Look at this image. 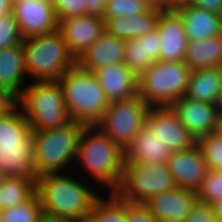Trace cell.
I'll return each mask as SVG.
<instances>
[{
    "label": "cell",
    "instance_id": "obj_29",
    "mask_svg": "<svg viewBox=\"0 0 222 222\" xmlns=\"http://www.w3.org/2000/svg\"><path fill=\"white\" fill-rule=\"evenodd\" d=\"M41 202L35 192L27 201L1 211V222H40Z\"/></svg>",
    "mask_w": 222,
    "mask_h": 222
},
{
    "label": "cell",
    "instance_id": "obj_18",
    "mask_svg": "<svg viewBox=\"0 0 222 222\" xmlns=\"http://www.w3.org/2000/svg\"><path fill=\"white\" fill-rule=\"evenodd\" d=\"M93 73L109 103L124 101L138 95V79L124 64H107Z\"/></svg>",
    "mask_w": 222,
    "mask_h": 222
},
{
    "label": "cell",
    "instance_id": "obj_1",
    "mask_svg": "<svg viewBox=\"0 0 222 222\" xmlns=\"http://www.w3.org/2000/svg\"><path fill=\"white\" fill-rule=\"evenodd\" d=\"M66 173L41 174L37 177L35 192L43 215L70 222L87 220L101 192L93 191L81 178L76 179L68 171Z\"/></svg>",
    "mask_w": 222,
    "mask_h": 222
},
{
    "label": "cell",
    "instance_id": "obj_21",
    "mask_svg": "<svg viewBox=\"0 0 222 222\" xmlns=\"http://www.w3.org/2000/svg\"><path fill=\"white\" fill-rule=\"evenodd\" d=\"M186 97L222 108V67L191 70Z\"/></svg>",
    "mask_w": 222,
    "mask_h": 222
},
{
    "label": "cell",
    "instance_id": "obj_8",
    "mask_svg": "<svg viewBox=\"0 0 222 222\" xmlns=\"http://www.w3.org/2000/svg\"><path fill=\"white\" fill-rule=\"evenodd\" d=\"M176 187L167 163L124 162L122 180L115 193L127 202L144 204L151 197Z\"/></svg>",
    "mask_w": 222,
    "mask_h": 222
},
{
    "label": "cell",
    "instance_id": "obj_48",
    "mask_svg": "<svg viewBox=\"0 0 222 222\" xmlns=\"http://www.w3.org/2000/svg\"><path fill=\"white\" fill-rule=\"evenodd\" d=\"M5 175L4 173L0 170V184L3 182V180L5 179Z\"/></svg>",
    "mask_w": 222,
    "mask_h": 222
},
{
    "label": "cell",
    "instance_id": "obj_4",
    "mask_svg": "<svg viewBox=\"0 0 222 222\" xmlns=\"http://www.w3.org/2000/svg\"><path fill=\"white\" fill-rule=\"evenodd\" d=\"M31 131H42L69 124L72 120L64 104L59 80L33 81L17 97Z\"/></svg>",
    "mask_w": 222,
    "mask_h": 222
},
{
    "label": "cell",
    "instance_id": "obj_24",
    "mask_svg": "<svg viewBox=\"0 0 222 222\" xmlns=\"http://www.w3.org/2000/svg\"><path fill=\"white\" fill-rule=\"evenodd\" d=\"M160 12L161 10L148 8L133 17L104 18L105 30L117 38L135 39L157 27Z\"/></svg>",
    "mask_w": 222,
    "mask_h": 222
},
{
    "label": "cell",
    "instance_id": "obj_43",
    "mask_svg": "<svg viewBox=\"0 0 222 222\" xmlns=\"http://www.w3.org/2000/svg\"><path fill=\"white\" fill-rule=\"evenodd\" d=\"M13 0H0V16L12 12Z\"/></svg>",
    "mask_w": 222,
    "mask_h": 222
},
{
    "label": "cell",
    "instance_id": "obj_31",
    "mask_svg": "<svg viewBox=\"0 0 222 222\" xmlns=\"http://www.w3.org/2000/svg\"><path fill=\"white\" fill-rule=\"evenodd\" d=\"M197 145L202 153L208 170L222 168V136L214 132L197 140Z\"/></svg>",
    "mask_w": 222,
    "mask_h": 222
},
{
    "label": "cell",
    "instance_id": "obj_36",
    "mask_svg": "<svg viewBox=\"0 0 222 222\" xmlns=\"http://www.w3.org/2000/svg\"><path fill=\"white\" fill-rule=\"evenodd\" d=\"M137 39L139 41H143V50L145 57H149L152 62H157L159 60L160 48V33L158 27L147 34L138 37Z\"/></svg>",
    "mask_w": 222,
    "mask_h": 222
},
{
    "label": "cell",
    "instance_id": "obj_3",
    "mask_svg": "<svg viewBox=\"0 0 222 222\" xmlns=\"http://www.w3.org/2000/svg\"><path fill=\"white\" fill-rule=\"evenodd\" d=\"M59 82L71 120L84 126H96L109 102L94 73L76 63L59 78Z\"/></svg>",
    "mask_w": 222,
    "mask_h": 222
},
{
    "label": "cell",
    "instance_id": "obj_33",
    "mask_svg": "<svg viewBox=\"0 0 222 222\" xmlns=\"http://www.w3.org/2000/svg\"><path fill=\"white\" fill-rule=\"evenodd\" d=\"M149 7L141 0H108L104 18L133 17Z\"/></svg>",
    "mask_w": 222,
    "mask_h": 222
},
{
    "label": "cell",
    "instance_id": "obj_42",
    "mask_svg": "<svg viewBox=\"0 0 222 222\" xmlns=\"http://www.w3.org/2000/svg\"><path fill=\"white\" fill-rule=\"evenodd\" d=\"M149 8L158 10H167L173 7L174 2L172 0H141Z\"/></svg>",
    "mask_w": 222,
    "mask_h": 222
},
{
    "label": "cell",
    "instance_id": "obj_38",
    "mask_svg": "<svg viewBox=\"0 0 222 222\" xmlns=\"http://www.w3.org/2000/svg\"><path fill=\"white\" fill-rule=\"evenodd\" d=\"M127 222H159L144 204H135L126 201Z\"/></svg>",
    "mask_w": 222,
    "mask_h": 222
},
{
    "label": "cell",
    "instance_id": "obj_44",
    "mask_svg": "<svg viewBox=\"0 0 222 222\" xmlns=\"http://www.w3.org/2000/svg\"><path fill=\"white\" fill-rule=\"evenodd\" d=\"M212 206H213V210H214V214H215L216 219L219 222H222V199L214 202L212 204Z\"/></svg>",
    "mask_w": 222,
    "mask_h": 222
},
{
    "label": "cell",
    "instance_id": "obj_28",
    "mask_svg": "<svg viewBox=\"0 0 222 222\" xmlns=\"http://www.w3.org/2000/svg\"><path fill=\"white\" fill-rule=\"evenodd\" d=\"M105 193L94 201L89 220L91 222H127L126 201L116 193H108L106 199Z\"/></svg>",
    "mask_w": 222,
    "mask_h": 222
},
{
    "label": "cell",
    "instance_id": "obj_41",
    "mask_svg": "<svg viewBox=\"0 0 222 222\" xmlns=\"http://www.w3.org/2000/svg\"><path fill=\"white\" fill-rule=\"evenodd\" d=\"M196 8L218 13L222 0H186Z\"/></svg>",
    "mask_w": 222,
    "mask_h": 222
},
{
    "label": "cell",
    "instance_id": "obj_10",
    "mask_svg": "<svg viewBox=\"0 0 222 222\" xmlns=\"http://www.w3.org/2000/svg\"><path fill=\"white\" fill-rule=\"evenodd\" d=\"M145 124L172 152L190 149L197 140L183 126L176 113L169 106L149 107Z\"/></svg>",
    "mask_w": 222,
    "mask_h": 222
},
{
    "label": "cell",
    "instance_id": "obj_20",
    "mask_svg": "<svg viewBox=\"0 0 222 222\" xmlns=\"http://www.w3.org/2000/svg\"><path fill=\"white\" fill-rule=\"evenodd\" d=\"M172 155L169 147L158 138L145 124L134 137L133 142L124 150V162L140 164L167 163Z\"/></svg>",
    "mask_w": 222,
    "mask_h": 222
},
{
    "label": "cell",
    "instance_id": "obj_25",
    "mask_svg": "<svg viewBox=\"0 0 222 222\" xmlns=\"http://www.w3.org/2000/svg\"><path fill=\"white\" fill-rule=\"evenodd\" d=\"M184 62L190 70L222 67V34L199 41H188Z\"/></svg>",
    "mask_w": 222,
    "mask_h": 222
},
{
    "label": "cell",
    "instance_id": "obj_26",
    "mask_svg": "<svg viewBox=\"0 0 222 222\" xmlns=\"http://www.w3.org/2000/svg\"><path fill=\"white\" fill-rule=\"evenodd\" d=\"M31 139L32 131L28 120L18 105L0 116V148H24Z\"/></svg>",
    "mask_w": 222,
    "mask_h": 222
},
{
    "label": "cell",
    "instance_id": "obj_40",
    "mask_svg": "<svg viewBox=\"0 0 222 222\" xmlns=\"http://www.w3.org/2000/svg\"><path fill=\"white\" fill-rule=\"evenodd\" d=\"M107 1L108 0H86V14L104 19Z\"/></svg>",
    "mask_w": 222,
    "mask_h": 222
},
{
    "label": "cell",
    "instance_id": "obj_22",
    "mask_svg": "<svg viewBox=\"0 0 222 222\" xmlns=\"http://www.w3.org/2000/svg\"><path fill=\"white\" fill-rule=\"evenodd\" d=\"M28 79L25 68L23 45L19 44L13 47L1 49L0 87L8 89L11 93L18 97L22 90L26 87Z\"/></svg>",
    "mask_w": 222,
    "mask_h": 222
},
{
    "label": "cell",
    "instance_id": "obj_19",
    "mask_svg": "<svg viewBox=\"0 0 222 222\" xmlns=\"http://www.w3.org/2000/svg\"><path fill=\"white\" fill-rule=\"evenodd\" d=\"M126 40L106 30L87 48L76 63L87 71H95L107 64H124Z\"/></svg>",
    "mask_w": 222,
    "mask_h": 222
},
{
    "label": "cell",
    "instance_id": "obj_9",
    "mask_svg": "<svg viewBox=\"0 0 222 222\" xmlns=\"http://www.w3.org/2000/svg\"><path fill=\"white\" fill-rule=\"evenodd\" d=\"M148 109L149 106L138 95L124 101L111 102L96 126L125 150L145 125Z\"/></svg>",
    "mask_w": 222,
    "mask_h": 222
},
{
    "label": "cell",
    "instance_id": "obj_35",
    "mask_svg": "<svg viewBox=\"0 0 222 222\" xmlns=\"http://www.w3.org/2000/svg\"><path fill=\"white\" fill-rule=\"evenodd\" d=\"M86 0H53L57 20L86 15Z\"/></svg>",
    "mask_w": 222,
    "mask_h": 222
},
{
    "label": "cell",
    "instance_id": "obj_46",
    "mask_svg": "<svg viewBox=\"0 0 222 222\" xmlns=\"http://www.w3.org/2000/svg\"><path fill=\"white\" fill-rule=\"evenodd\" d=\"M219 134L222 136V114L219 118V123H218V130Z\"/></svg>",
    "mask_w": 222,
    "mask_h": 222
},
{
    "label": "cell",
    "instance_id": "obj_47",
    "mask_svg": "<svg viewBox=\"0 0 222 222\" xmlns=\"http://www.w3.org/2000/svg\"><path fill=\"white\" fill-rule=\"evenodd\" d=\"M217 14H218V18H219V21H220V24L222 27V4H221L220 9Z\"/></svg>",
    "mask_w": 222,
    "mask_h": 222
},
{
    "label": "cell",
    "instance_id": "obj_37",
    "mask_svg": "<svg viewBox=\"0 0 222 222\" xmlns=\"http://www.w3.org/2000/svg\"><path fill=\"white\" fill-rule=\"evenodd\" d=\"M184 222H219L214 214L213 206L199 200L195 202L191 213Z\"/></svg>",
    "mask_w": 222,
    "mask_h": 222
},
{
    "label": "cell",
    "instance_id": "obj_7",
    "mask_svg": "<svg viewBox=\"0 0 222 222\" xmlns=\"http://www.w3.org/2000/svg\"><path fill=\"white\" fill-rule=\"evenodd\" d=\"M190 71L184 61L153 62L137 78L138 96L149 107H170L179 98L186 96Z\"/></svg>",
    "mask_w": 222,
    "mask_h": 222
},
{
    "label": "cell",
    "instance_id": "obj_11",
    "mask_svg": "<svg viewBox=\"0 0 222 222\" xmlns=\"http://www.w3.org/2000/svg\"><path fill=\"white\" fill-rule=\"evenodd\" d=\"M170 108L196 140L218 130L219 118L222 114V108L219 105L183 96L175 101Z\"/></svg>",
    "mask_w": 222,
    "mask_h": 222
},
{
    "label": "cell",
    "instance_id": "obj_39",
    "mask_svg": "<svg viewBox=\"0 0 222 222\" xmlns=\"http://www.w3.org/2000/svg\"><path fill=\"white\" fill-rule=\"evenodd\" d=\"M17 105V97L8 89L0 87V116L7 114Z\"/></svg>",
    "mask_w": 222,
    "mask_h": 222
},
{
    "label": "cell",
    "instance_id": "obj_6",
    "mask_svg": "<svg viewBox=\"0 0 222 222\" xmlns=\"http://www.w3.org/2000/svg\"><path fill=\"white\" fill-rule=\"evenodd\" d=\"M84 125L71 121L67 125L42 131H32L36 147V170L41 174L65 172L76 164L78 140Z\"/></svg>",
    "mask_w": 222,
    "mask_h": 222
},
{
    "label": "cell",
    "instance_id": "obj_16",
    "mask_svg": "<svg viewBox=\"0 0 222 222\" xmlns=\"http://www.w3.org/2000/svg\"><path fill=\"white\" fill-rule=\"evenodd\" d=\"M197 200L196 192L176 187L151 197L144 205L159 222H184Z\"/></svg>",
    "mask_w": 222,
    "mask_h": 222
},
{
    "label": "cell",
    "instance_id": "obj_13",
    "mask_svg": "<svg viewBox=\"0 0 222 222\" xmlns=\"http://www.w3.org/2000/svg\"><path fill=\"white\" fill-rule=\"evenodd\" d=\"M104 30L105 20L103 18L87 14L58 20V31L61 33L69 53L76 61Z\"/></svg>",
    "mask_w": 222,
    "mask_h": 222
},
{
    "label": "cell",
    "instance_id": "obj_12",
    "mask_svg": "<svg viewBox=\"0 0 222 222\" xmlns=\"http://www.w3.org/2000/svg\"><path fill=\"white\" fill-rule=\"evenodd\" d=\"M12 13L23 38L40 36L58 30L52 2L47 0H13Z\"/></svg>",
    "mask_w": 222,
    "mask_h": 222
},
{
    "label": "cell",
    "instance_id": "obj_23",
    "mask_svg": "<svg viewBox=\"0 0 222 222\" xmlns=\"http://www.w3.org/2000/svg\"><path fill=\"white\" fill-rule=\"evenodd\" d=\"M0 170L6 177L37 180L36 147L31 139L24 148H0Z\"/></svg>",
    "mask_w": 222,
    "mask_h": 222
},
{
    "label": "cell",
    "instance_id": "obj_49",
    "mask_svg": "<svg viewBox=\"0 0 222 222\" xmlns=\"http://www.w3.org/2000/svg\"><path fill=\"white\" fill-rule=\"evenodd\" d=\"M79 222H91L89 219L84 220V221H79Z\"/></svg>",
    "mask_w": 222,
    "mask_h": 222
},
{
    "label": "cell",
    "instance_id": "obj_34",
    "mask_svg": "<svg viewBox=\"0 0 222 222\" xmlns=\"http://www.w3.org/2000/svg\"><path fill=\"white\" fill-rule=\"evenodd\" d=\"M23 39L14 14L0 16V50L22 44Z\"/></svg>",
    "mask_w": 222,
    "mask_h": 222
},
{
    "label": "cell",
    "instance_id": "obj_5",
    "mask_svg": "<svg viewBox=\"0 0 222 222\" xmlns=\"http://www.w3.org/2000/svg\"><path fill=\"white\" fill-rule=\"evenodd\" d=\"M27 76L31 81L59 80L76 64L61 35L53 33L27 37L22 42Z\"/></svg>",
    "mask_w": 222,
    "mask_h": 222
},
{
    "label": "cell",
    "instance_id": "obj_14",
    "mask_svg": "<svg viewBox=\"0 0 222 222\" xmlns=\"http://www.w3.org/2000/svg\"><path fill=\"white\" fill-rule=\"evenodd\" d=\"M167 164L176 186L194 192L199 189L208 172L197 144L190 149L172 152Z\"/></svg>",
    "mask_w": 222,
    "mask_h": 222
},
{
    "label": "cell",
    "instance_id": "obj_30",
    "mask_svg": "<svg viewBox=\"0 0 222 222\" xmlns=\"http://www.w3.org/2000/svg\"><path fill=\"white\" fill-rule=\"evenodd\" d=\"M124 65L130 72L139 78L146 72L153 63L149 57H145L143 50V41L137 38L126 39Z\"/></svg>",
    "mask_w": 222,
    "mask_h": 222
},
{
    "label": "cell",
    "instance_id": "obj_15",
    "mask_svg": "<svg viewBox=\"0 0 222 222\" xmlns=\"http://www.w3.org/2000/svg\"><path fill=\"white\" fill-rule=\"evenodd\" d=\"M157 27L160 33L159 60L184 61L188 41L181 16L173 8L161 10Z\"/></svg>",
    "mask_w": 222,
    "mask_h": 222
},
{
    "label": "cell",
    "instance_id": "obj_32",
    "mask_svg": "<svg viewBox=\"0 0 222 222\" xmlns=\"http://www.w3.org/2000/svg\"><path fill=\"white\" fill-rule=\"evenodd\" d=\"M196 196L199 201L211 205L222 199V171L208 170L196 191Z\"/></svg>",
    "mask_w": 222,
    "mask_h": 222
},
{
    "label": "cell",
    "instance_id": "obj_45",
    "mask_svg": "<svg viewBox=\"0 0 222 222\" xmlns=\"http://www.w3.org/2000/svg\"><path fill=\"white\" fill-rule=\"evenodd\" d=\"M40 222H70V221L62 220V219H57V218H53V217L43 216L40 219Z\"/></svg>",
    "mask_w": 222,
    "mask_h": 222
},
{
    "label": "cell",
    "instance_id": "obj_27",
    "mask_svg": "<svg viewBox=\"0 0 222 222\" xmlns=\"http://www.w3.org/2000/svg\"><path fill=\"white\" fill-rule=\"evenodd\" d=\"M35 180L5 177L0 184V211L27 201L35 193Z\"/></svg>",
    "mask_w": 222,
    "mask_h": 222
},
{
    "label": "cell",
    "instance_id": "obj_17",
    "mask_svg": "<svg viewBox=\"0 0 222 222\" xmlns=\"http://www.w3.org/2000/svg\"><path fill=\"white\" fill-rule=\"evenodd\" d=\"M172 8L181 16L187 41H199L222 34L217 13L196 8L186 0L174 2Z\"/></svg>",
    "mask_w": 222,
    "mask_h": 222
},
{
    "label": "cell",
    "instance_id": "obj_2",
    "mask_svg": "<svg viewBox=\"0 0 222 222\" xmlns=\"http://www.w3.org/2000/svg\"><path fill=\"white\" fill-rule=\"evenodd\" d=\"M80 168L108 193H115L124 169V150L97 126H84L78 140L77 160Z\"/></svg>",
    "mask_w": 222,
    "mask_h": 222
}]
</instances>
